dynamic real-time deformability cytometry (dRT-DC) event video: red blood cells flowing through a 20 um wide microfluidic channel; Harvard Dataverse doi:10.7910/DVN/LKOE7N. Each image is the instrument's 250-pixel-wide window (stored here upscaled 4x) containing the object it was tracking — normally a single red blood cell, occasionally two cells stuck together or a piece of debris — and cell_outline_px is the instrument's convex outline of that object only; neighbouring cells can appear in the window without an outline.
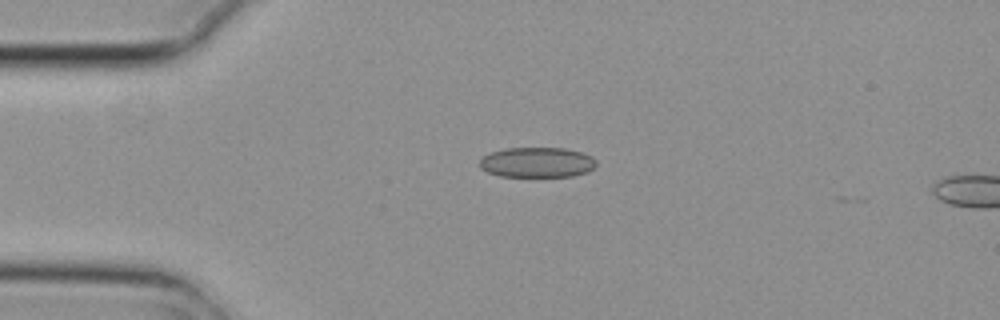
{"species": "common noctule bat (a hibernating species)", "species_latin": "Nyctalus noctula", "temperature_condition": "cold", "stored_images_in_passage": 5, "camera_frame_rate_fps": 3000, "um_per_image_px": 0.085, "animal": {"sex": "female", "body_mass_g": 29.2, "forearm_length_mm": 56.3}, "frame": {"image": 1, "passage_image": 4, "time_ms": 1.0, "image_size_px": [1000, 320], "cell_outline_px": [[596, 164], [588, 172], [572, 176], [500, 176], [488, 172], [480, 168], [480, 160], [484, 156], [492, 152], [504, 148], [564, 148], [580, 152], [592, 156], [596, 160]], "centroid_in_image_um": [45.66, 13.8], "position_along_channel_um": 39.3, "area_um2": 20.4}}